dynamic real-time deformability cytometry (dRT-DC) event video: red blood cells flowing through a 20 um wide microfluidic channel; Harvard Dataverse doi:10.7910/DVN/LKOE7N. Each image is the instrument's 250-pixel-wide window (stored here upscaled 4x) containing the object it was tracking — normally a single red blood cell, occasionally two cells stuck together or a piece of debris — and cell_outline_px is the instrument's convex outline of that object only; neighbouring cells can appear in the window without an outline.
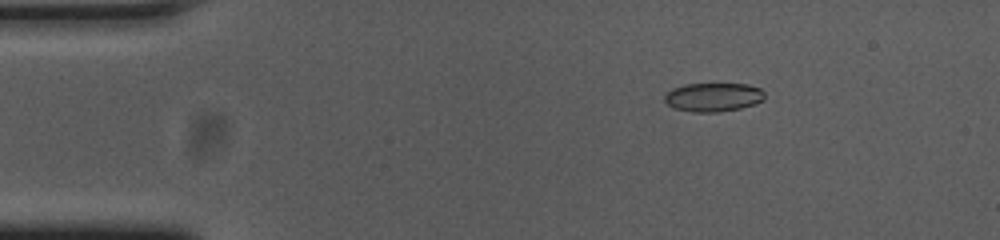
{"species": "common noctule bat (a hibernating species)", "species_latin": "Nyctalus noctula", "temperature_condition": "cold", "stored_images_in_passage": 49, "camera_frame_rate_fps": 3000, "um_per_image_px": 0.085, "animal": {"sex": "female", "body_mass_g": 23.0, "forearm_length_mm": 53.4}, "frame": {"image": 1, "passage_image": 2, "time_ms": 0.333, "image_size_px": [1000, 240], "cell_outline_px": [[764, 100], [756, 104], [740, 108], [720, 112], [692, 112], [672, 108], [664, 100], [664, 96], [672, 88], [684, 84], [748, 84], [760, 88], [764, 92]], "centroid_in_image_um": [60.63, 8.26], "position_along_channel_um": 24.4, "area_um2": 16.94}}
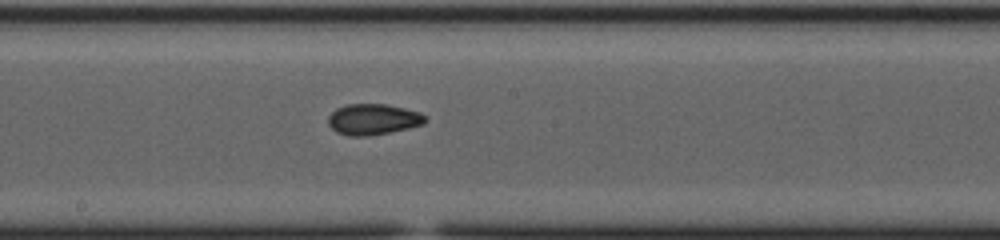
{"frame": {"image": 2, "passage_image": 23, "time_ms": 7.333, "image_size_px": [1000, 240], "cell_outline_px": [[428, 120], [424, 124], [408, 128], [368, 136], [348, 136], [336, 132], [328, 124], [328, 116], [336, 108], [348, 104], [388, 104], [420, 112], [428, 116]], "centroid_in_image_um": [31.73, 10.14], "position_along_channel_um": 216.5, "area_um2": 17.63}}
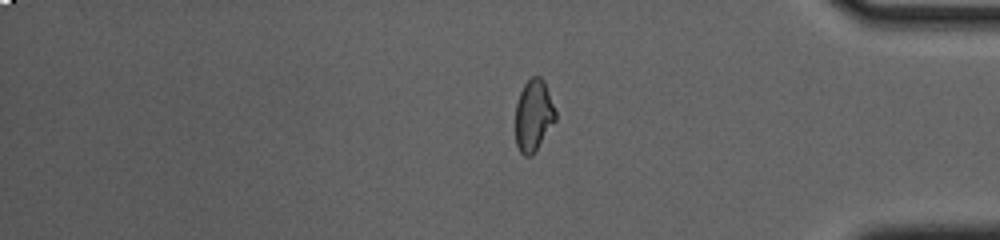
{"frame": {"image": 3, "passage_image": 39, "time_ms": 12.667, "image_size_px": [1000, 240], "cell_outline_px": [[556, 120], [532, 156], [524, 156], [520, 152], [516, 144], [516, 104], [520, 92], [524, 84], [532, 76], [540, 76], [544, 80], [556, 112]], "centroid_in_image_um": [45.35, 9.82], "position_along_channel_um": 389.8, "area_um2": 16.7}, "authors_computed_cell_mechanics": {"area_um2": 17.1666, "velocity_mm_per_s": 3.7017, "shape_relaxation_time_tau1_ms": null, "shape_relaxation_time_tau2_ms": 2.2464, "deformation_change_tau1": null, "deformation_change_tau2": 0.0671}}